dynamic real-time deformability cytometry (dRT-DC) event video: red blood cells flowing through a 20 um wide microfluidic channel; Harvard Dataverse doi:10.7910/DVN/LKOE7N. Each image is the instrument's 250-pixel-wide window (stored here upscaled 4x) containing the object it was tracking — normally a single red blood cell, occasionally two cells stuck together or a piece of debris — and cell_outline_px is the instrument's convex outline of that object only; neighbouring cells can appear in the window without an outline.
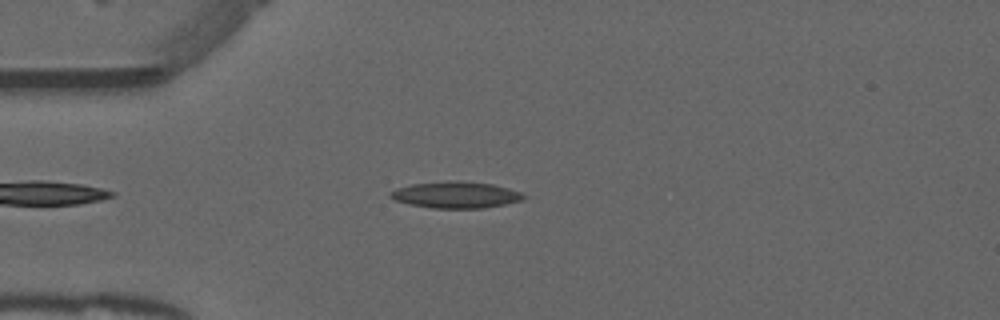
{"species": "common noctule bat (a hibernating species)", "species_latin": "Nyctalus noctula", "temperature_condition": "warm", "stored_images_in_passage": 45, "camera_frame_rate_fps": 3000, "um_per_image_px": 0.085, "animal": {"sex": "male", "forearm_length_mm": 52.5}, "frame": {"image": 1, "passage_image": 7, "time_ms": 2.0, "image_size_px": [1000, 320], "cell_outline_px": [[524, 196], [520, 200], [504, 204], [484, 208], [432, 208], [408, 204], [396, 200], [388, 196], [388, 192], [412, 184], [448, 180], [460, 180], [492, 184], [508, 188], [520, 192]], "centroid_in_image_um": [38.7, 16.55], "position_along_channel_um": 46.3, "area_um2": 20.46}}
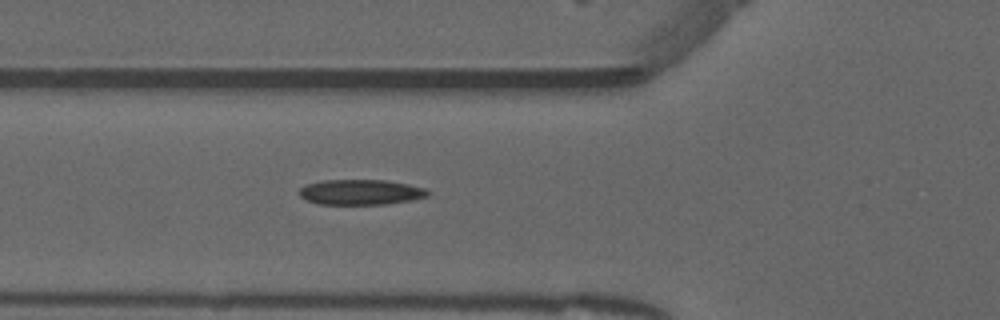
{"frame": {"image": 2, "passage_image": 12, "time_ms": 3.667, "image_size_px": [1000, 320], "cell_outline_px": [[432, 192], [428, 196], [388, 204], [320, 204], [304, 200], [300, 196], [300, 188], [308, 184], [324, 180], [384, 180], [408, 184], [424, 188]], "centroid_in_image_um": [30.66, 16.33], "position_along_channel_um": 95.1, "area_um2": 18.84}}
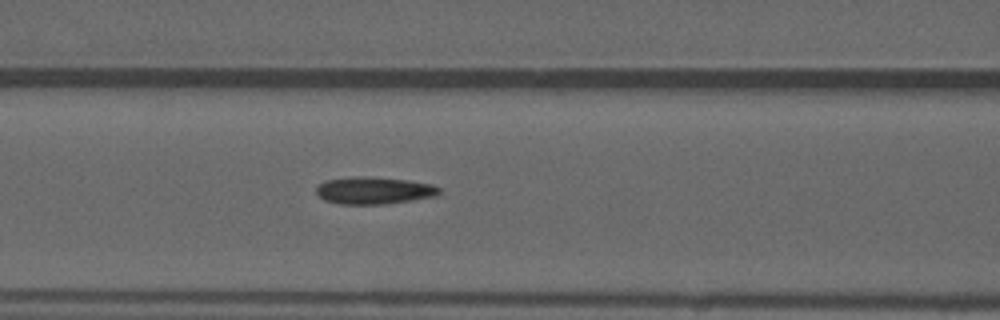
{"frame": {"image": 3, "passage_image": 15, "time_ms": 4.667, "image_size_px": [1000, 320], "cell_outline_px": [[440, 192], [436, 196], [412, 200], [384, 204], [340, 204], [324, 200], [316, 192], [316, 188], [324, 180], [352, 176], [408, 180], [432, 184], [440, 188]], "centroid_in_image_um": [31.77, 16.19], "position_along_channel_um": 134.8, "area_um2": 19.36}, "authors_computed_cell_mechanics": {"area_um2": 19.4208, "velocity_mm_per_s": 3.9209, "shape_relaxation_time_tau1_ms": null, "shape_relaxation_time_tau2_ms": 2.7439, "deformation_change_tau1": null, "deformation_change_tau2": 0.1137}}